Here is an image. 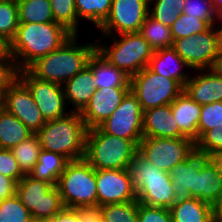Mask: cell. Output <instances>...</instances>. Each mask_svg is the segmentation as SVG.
Returning a JSON list of instances; mask_svg holds the SVG:
<instances>
[{"label": "cell", "mask_w": 222, "mask_h": 222, "mask_svg": "<svg viewBox=\"0 0 222 222\" xmlns=\"http://www.w3.org/2000/svg\"><path fill=\"white\" fill-rule=\"evenodd\" d=\"M32 216L15 194L0 201V222H29Z\"/></svg>", "instance_id": "38"}, {"label": "cell", "mask_w": 222, "mask_h": 222, "mask_svg": "<svg viewBox=\"0 0 222 222\" xmlns=\"http://www.w3.org/2000/svg\"><path fill=\"white\" fill-rule=\"evenodd\" d=\"M183 91L177 81L156 74L148 67L130 77V92L137 97L143 112L172 104Z\"/></svg>", "instance_id": "9"}, {"label": "cell", "mask_w": 222, "mask_h": 222, "mask_svg": "<svg viewBox=\"0 0 222 222\" xmlns=\"http://www.w3.org/2000/svg\"><path fill=\"white\" fill-rule=\"evenodd\" d=\"M207 157L194 151L186 160L177 163L169 172L175 188L173 204L192 199L190 189H194L195 170Z\"/></svg>", "instance_id": "21"}, {"label": "cell", "mask_w": 222, "mask_h": 222, "mask_svg": "<svg viewBox=\"0 0 222 222\" xmlns=\"http://www.w3.org/2000/svg\"><path fill=\"white\" fill-rule=\"evenodd\" d=\"M18 70L13 59H0V90L5 92L17 79Z\"/></svg>", "instance_id": "44"}, {"label": "cell", "mask_w": 222, "mask_h": 222, "mask_svg": "<svg viewBox=\"0 0 222 222\" xmlns=\"http://www.w3.org/2000/svg\"><path fill=\"white\" fill-rule=\"evenodd\" d=\"M3 108L33 133L46 123L28 88L18 78L3 92Z\"/></svg>", "instance_id": "15"}, {"label": "cell", "mask_w": 222, "mask_h": 222, "mask_svg": "<svg viewBox=\"0 0 222 222\" xmlns=\"http://www.w3.org/2000/svg\"><path fill=\"white\" fill-rule=\"evenodd\" d=\"M0 173L16 183L24 177L11 149L0 148Z\"/></svg>", "instance_id": "42"}, {"label": "cell", "mask_w": 222, "mask_h": 222, "mask_svg": "<svg viewBox=\"0 0 222 222\" xmlns=\"http://www.w3.org/2000/svg\"><path fill=\"white\" fill-rule=\"evenodd\" d=\"M139 33L145 38L154 51L169 48L173 45L171 28L156 21L149 15L141 25Z\"/></svg>", "instance_id": "30"}, {"label": "cell", "mask_w": 222, "mask_h": 222, "mask_svg": "<svg viewBox=\"0 0 222 222\" xmlns=\"http://www.w3.org/2000/svg\"><path fill=\"white\" fill-rule=\"evenodd\" d=\"M71 36L68 30L56 22L19 23L10 41V53L17 70L27 69L40 57L58 49Z\"/></svg>", "instance_id": "1"}, {"label": "cell", "mask_w": 222, "mask_h": 222, "mask_svg": "<svg viewBox=\"0 0 222 222\" xmlns=\"http://www.w3.org/2000/svg\"><path fill=\"white\" fill-rule=\"evenodd\" d=\"M130 88H101L94 91L90 101L80 112L87 129L98 127L121 104Z\"/></svg>", "instance_id": "17"}, {"label": "cell", "mask_w": 222, "mask_h": 222, "mask_svg": "<svg viewBox=\"0 0 222 222\" xmlns=\"http://www.w3.org/2000/svg\"><path fill=\"white\" fill-rule=\"evenodd\" d=\"M0 59H13L10 53V42L0 35Z\"/></svg>", "instance_id": "48"}, {"label": "cell", "mask_w": 222, "mask_h": 222, "mask_svg": "<svg viewBox=\"0 0 222 222\" xmlns=\"http://www.w3.org/2000/svg\"><path fill=\"white\" fill-rule=\"evenodd\" d=\"M138 222H173L170 210L138 202Z\"/></svg>", "instance_id": "43"}, {"label": "cell", "mask_w": 222, "mask_h": 222, "mask_svg": "<svg viewBox=\"0 0 222 222\" xmlns=\"http://www.w3.org/2000/svg\"><path fill=\"white\" fill-rule=\"evenodd\" d=\"M193 198L213 206L222 193V174L207 157L195 170L194 189H190Z\"/></svg>", "instance_id": "20"}, {"label": "cell", "mask_w": 222, "mask_h": 222, "mask_svg": "<svg viewBox=\"0 0 222 222\" xmlns=\"http://www.w3.org/2000/svg\"><path fill=\"white\" fill-rule=\"evenodd\" d=\"M95 81L92 70L87 66L63 85L66 102L73 106L71 112L80 113L85 108L97 90Z\"/></svg>", "instance_id": "24"}, {"label": "cell", "mask_w": 222, "mask_h": 222, "mask_svg": "<svg viewBox=\"0 0 222 222\" xmlns=\"http://www.w3.org/2000/svg\"><path fill=\"white\" fill-rule=\"evenodd\" d=\"M137 151L132 140L106 134L99 127L87 129L84 159L95 170L127 169Z\"/></svg>", "instance_id": "5"}, {"label": "cell", "mask_w": 222, "mask_h": 222, "mask_svg": "<svg viewBox=\"0 0 222 222\" xmlns=\"http://www.w3.org/2000/svg\"><path fill=\"white\" fill-rule=\"evenodd\" d=\"M14 158L24 175H29L38 162L41 145L36 133H33L25 141H22L12 149Z\"/></svg>", "instance_id": "31"}, {"label": "cell", "mask_w": 222, "mask_h": 222, "mask_svg": "<svg viewBox=\"0 0 222 222\" xmlns=\"http://www.w3.org/2000/svg\"><path fill=\"white\" fill-rule=\"evenodd\" d=\"M184 67L190 70L189 66L172 47L154 51L148 64V68L151 71L165 78L174 79L183 88L190 78L188 72L181 70Z\"/></svg>", "instance_id": "23"}, {"label": "cell", "mask_w": 222, "mask_h": 222, "mask_svg": "<svg viewBox=\"0 0 222 222\" xmlns=\"http://www.w3.org/2000/svg\"><path fill=\"white\" fill-rule=\"evenodd\" d=\"M54 22L61 24L72 35H78V15L75 0H49Z\"/></svg>", "instance_id": "34"}, {"label": "cell", "mask_w": 222, "mask_h": 222, "mask_svg": "<svg viewBox=\"0 0 222 222\" xmlns=\"http://www.w3.org/2000/svg\"><path fill=\"white\" fill-rule=\"evenodd\" d=\"M208 158L216 166L217 170L222 174V150L213 152L208 156Z\"/></svg>", "instance_id": "50"}, {"label": "cell", "mask_w": 222, "mask_h": 222, "mask_svg": "<svg viewBox=\"0 0 222 222\" xmlns=\"http://www.w3.org/2000/svg\"><path fill=\"white\" fill-rule=\"evenodd\" d=\"M17 78L28 88L45 121L68 115L63 85L34 77L27 69L19 70Z\"/></svg>", "instance_id": "13"}, {"label": "cell", "mask_w": 222, "mask_h": 222, "mask_svg": "<svg viewBox=\"0 0 222 222\" xmlns=\"http://www.w3.org/2000/svg\"><path fill=\"white\" fill-rule=\"evenodd\" d=\"M97 206L137 200L127 169L96 170Z\"/></svg>", "instance_id": "16"}, {"label": "cell", "mask_w": 222, "mask_h": 222, "mask_svg": "<svg viewBox=\"0 0 222 222\" xmlns=\"http://www.w3.org/2000/svg\"><path fill=\"white\" fill-rule=\"evenodd\" d=\"M143 137L186 138L175 122L171 104L143 112Z\"/></svg>", "instance_id": "19"}, {"label": "cell", "mask_w": 222, "mask_h": 222, "mask_svg": "<svg viewBox=\"0 0 222 222\" xmlns=\"http://www.w3.org/2000/svg\"><path fill=\"white\" fill-rule=\"evenodd\" d=\"M32 134L16 116L0 109V148L12 149Z\"/></svg>", "instance_id": "28"}, {"label": "cell", "mask_w": 222, "mask_h": 222, "mask_svg": "<svg viewBox=\"0 0 222 222\" xmlns=\"http://www.w3.org/2000/svg\"><path fill=\"white\" fill-rule=\"evenodd\" d=\"M19 27L17 0H0V35L9 42Z\"/></svg>", "instance_id": "36"}, {"label": "cell", "mask_w": 222, "mask_h": 222, "mask_svg": "<svg viewBox=\"0 0 222 222\" xmlns=\"http://www.w3.org/2000/svg\"><path fill=\"white\" fill-rule=\"evenodd\" d=\"M87 66L93 72L97 89L130 88V77L111 65L97 50L90 56Z\"/></svg>", "instance_id": "25"}, {"label": "cell", "mask_w": 222, "mask_h": 222, "mask_svg": "<svg viewBox=\"0 0 222 222\" xmlns=\"http://www.w3.org/2000/svg\"><path fill=\"white\" fill-rule=\"evenodd\" d=\"M149 14V0H112L109 16L99 27L104 36L139 32Z\"/></svg>", "instance_id": "14"}, {"label": "cell", "mask_w": 222, "mask_h": 222, "mask_svg": "<svg viewBox=\"0 0 222 222\" xmlns=\"http://www.w3.org/2000/svg\"><path fill=\"white\" fill-rule=\"evenodd\" d=\"M213 7L215 9V12L219 16V18L222 20V0H211Z\"/></svg>", "instance_id": "51"}, {"label": "cell", "mask_w": 222, "mask_h": 222, "mask_svg": "<svg viewBox=\"0 0 222 222\" xmlns=\"http://www.w3.org/2000/svg\"><path fill=\"white\" fill-rule=\"evenodd\" d=\"M219 150H222V126L207 130L195 142V151L206 157Z\"/></svg>", "instance_id": "41"}, {"label": "cell", "mask_w": 222, "mask_h": 222, "mask_svg": "<svg viewBox=\"0 0 222 222\" xmlns=\"http://www.w3.org/2000/svg\"><path fill=\"white\" fill-rule=\"evenodd\" d=\"M69 160L62 154L41 149L38 162L29 174L36 180L50 182L56 186Z\"/></svg>", "instance_id": "27"}, {"label": "cell", "mask_w": 222, "mask_h": 222, "mask_svg": "<svg viewBox=\"0 0 222 222\" xmlns=\"http://www.w3.org/2000/svg\"><path fill=\"white\" fill-rule=\"evenodd\" d=\"M19 23L54 22L49 0H17Z\"/></svg>", "instance_id": "29"}, {"label": "cell", "mask_w": 222, "mask_h": 222, "mask_svg": "<svg viewBox=\"0 0 222 222\" xmlns=\"http://www.w3.org/2000/svg\"><path fill=\"white\" fill-rule=\"evenodd\" d=\"M137 201L152 207L170 208L174 186L170 174L160 170L137 151L127 168Z\"/></svg>", "instance_id": "3"}, {"label": "cell", "mask_w": 222, "mask_h": 222, "mask_svg": "<svg viewBox=\"0 0 222 222\" xmlns=\"http://www.w3.org/2000/svg\"><path fill=\"white\" fill-rule=\"evenodd\" d=\"M104 222H138V201L108 204L100 207Z\"/></svg>", "instance_id": "35"}, {"label": "cell", "mask_w": 222, "mask_h": 222, "mask_svg": "<svg viewBox=\"0 0 222 222\" xmlns=\"http://www.w3.org/2000/svg\"><path fill=\"white\" fill-rule=\"evenodd\" d=\"M78 35H72L55 51L40 57L27 70L37 79L64 85L87 67L96 50L94 43L79 44Z\"/></svg>", "instance_id": "2"}, {"label": "cell", "mask_w": 222, "mask_h": 222, "mask_svg": "<svg viewBox=\"0 0 222 222\" xmlns=\"http://www.w3.org/2000/svg\"><path fill=\"white\" fill-rule=\"evenodd\" d=\"M213 220L214 222H222V193L213 205Z\"/></svg>", "instance_id": "49"}, {"label": "cell", "mask_w": 222, "mask_h": 222, "mask_svg": "<svg viewBox=\"0 0 222 222\" xmlns=\"http://www.w3.org/2000/svg\"><path fill=\"white\" fill-rule=\"evenodd\" d=\"M202 105L184 91L171 104V111L179 130L194 143L198 140V123Z\"/></svg>", "instance_id": "22"}, {"label": "cell", "mask_w": 222, "mask_h": 222, "mask_svg": "<svg viewBox=\"0 0 222 222\" xmlns=\"http://www.w3.org/2000/svg\"><path fill=\"white\" fill-rule=\"evenodd\" d=\"M79 222H101L102 214L99 206L76 207Z\"/></svg>", "instance_id": "45"}, {"label": "cell", "mask_w": 222, "mask_h": 222, "mask_svg": "<svg viewBox=\"0 0 222 222\" xmlns=\"http://www.w3.org/2000/svg\"><path fill=\"white\" fill-rule=\"evenodd\" d=\"M182 13L204 20L210 26L216 25L214 19L221 20L215 12L211 0H185Z\"/></svg>", "instance_id": "39"}, {"label": "cell", "mask_w": 222, "mask_h": 222, "mask_svg": "<svg viewBox=\"0 0 222 222\" xmlns=\"http://www.w3.org/2000/svg\"><path fill=\"white\" fill-rule=\"evenodd\" d=\"M138 151L160 170L169 173L195 151V143L189 138L143 137Z\"/></svg>", "instance_id": "11"}, {"label": "cell", "mask_w": 222, "mask_h": 222, "mask_svg": "<svg viewBox=\"0 0 222 222\" xmlns=\"http://www.w3.org/2000/svg\"><path fill=\"white\" fill-rule=\"evenodd\" d=\"M16 182L0 173V201L16 194Z\"/></svg>", "instance_id": "46"}, {"label": "cell", "mask_w": 222, "mask_h": 222, "mask_svg": "<svg viewBox=\"0 0 222 222\" xmlns=\"http://www.w3.org/2000/svg\"><path fill=\"white\" fill-rule=\"evenodd\" d=\"M56 187L64 207L97 206L96 170L84 158L66 164Z\"/></svg>", "instance_id": "7"}, {"label": "cell", "mask_w": 222, "mask_h": 222, "mask_svg": "<svg viewBox=\"0 0 222 222\" xmlns=\"http://www.w3.org/2000/svg\"><path fill=\"white\" fill-rule=\"evenodd\" d=\"M111 37L110 47L105 43H98L96 50L111 64L132 77L142 69L148 67L154 50L139 32L124 33Z\"/></svg>", "instance_id": "6"}, {"label": "cell", "mask_w": 222, "mask_h": 222, "mask_svg": "<svg viewBox=\"0 0 222 222\" xmlns=\"http://www.w3.org/2000/svg\"><path fill=\"white\" fill-rule=\"evenodd\" d=\"M197 71L200 74L190 76L184 92L199 105L222 102V76L214 68Z\"/></svg>", "instance_id": "18"}, {"label": "cell", "mask_w": 222, "mask_h": 222, "mask_svg": "<svg viewBox=\"0 0 222 222\" xmlns=\"http://www.w3.org/2000/svg\"><path fill=\"white\" fill-rule=\"evenodd\" d=\"M222 126V102L202 105L198 123V139L214 127Z\"/></svg>", "instance_id": "40"}, {"label": "cell", "mask_w": 222, "mask_h": 222, "mask_svg": "<svg viewBox=\"0 0 222 222\" xmlns=\"http://www.w3.org/2000/svg\"><path fill=\"white\" fill-rule=\"evenodd\" d=\"M169 210L173 222H214L213 206L197 198L175 203Z\"/></svg>", "instance_id": "26"}, {"label": "cell", "mask_w": 222, "mask_h": 222, "mask_svg": "<svg viewBox=\"0 0 222 222\" xmlns=\"http://www.w3.org/2000/svg\"><path fill=\"white\" fill-rule=\"evenodd\" d=\"M16 195L35 219L49 222L64 207L56 186L30 175L16 184Z\"/></svg>", "instance_id": "10"}, {"label": "cell", "mask_w": 222, "mask_h": 222, "mask_svg": "<svg viewBox=\"0 0 222 222\" xmlns=\"http://www.w3.org/2000/svg\"><path fill=\"white\" fill-rule=\"evenodd\" d=\"M153 2V8H151ZM151 4V5H150ZM185 0H149V16L171 28L184 10Z\"/></svg>", "instance_id": "33"}, {"label": "cell", "mask_w": 222, "mask_h": 222, "mask_svg": "<svg viewBox=\"0 0 222 222\" xmlns=\"http://www.w3.org/2000/svg\"><path fill=\"white\" fill-rule=\"evenodd\" d=\"M111 5L112 0H75L78 21L84 18L99 28L109 16Z\"/></svg>", "instance_id": "32"}, {"label": "cell", "mask_w": 222, "mask_h": 222, "mask_svg": "<svg viewBox=\"0 0 222 222\" xmlns=\"http://www.w3.org/2000/svg\"><path fill=\"white\" fill-rule=\"evenodd\" d=\"M210 25L199 18L180 13L178 19L171 26L173 40L192 36L206 31Z\"/></svg>", "instance_id": "37"}, {"label": "cell", "mask_w": 222, "mask_h": 222, "mask_svg": "<svg viewBox=\"0 0 222 222\" xmlns=\"http://www.w3.org/2000/svg\"><path fill=\"white\" fill-rule=\"evenodd\" d=\"M214 69L222 76V51Z\"/></svg>", "instance_id": "52"}, {"label": "cell", "mask_w": 222, "mask_h": 222, "mask_svg": "<svg viewBox=\"0 0 222 222\" xmlns=\"http://www.w3.org/2000/svg\"><path fill=\"white\" fill-rule=\"evenodd\" d=\"M86 133L80 113L70 111L62 118L46 121L36 134L41 149L62 154L69 161H74L84 158Z\"/></svg>", "instance_id": "4"}, {"label": "cell", "mask_w": 222, "mask_h": 222, "mask_svg": "<svg viewBox=\"0 0 222 222\" xmlns=\"http://www.w3.org/2000/svg\"><path fill=\"white\" fill-rule=\"evenodd\" d=\"M98 127L106 134L132 140L138 146L143 138V111L137 97L129 91Z\"/></svg>", "instance_id": "12"}, {"label": "cell", "mask_w": 222, "mask_h": 222, "mask_svg": "<svg viewBox=\"0 0 222 222\" xmlns=\"http://www.w3.org/2000/svg\"><path fill=\"white\" fill-rule=\"evenodd\" d=\"M172 48L190 69L215 68L222 51L221 26H210L202 33L173 40Z\"/></svg>", "instance_id": "8"}, {"label": "cell", "mask_w": 222, "mask_h": 222, "mask_svg": "<svg viewBox=\"0 0 222 222\" xmlns=\"http://www.w3.org/2000/svg\"><path fill=\"white\" fill-rule=\"evenodd\" d=\"M49 222H79L75 208L63 207Z\"/></svg>", "instance_id": "47"}, {"label": "cell", "mask_w": 222, "mask_h": 222, "mask_svg": "<svg viewBox=\"0 0 222 222\" xmlns=\"http://www.w3.org/2000/svg\"><path fill=\"white\" fill-rule=\"evenodd\" d=\"M3 108V92L0 90V109Z\"/></svg>", "instance_id": "53"}, {"label": "cell", "mask_w": 222, "mask_h": 222, "mask_svg": "<svg viewBox=\"0 0 222 222\" xmlns=\"http://www.w3.org/2000/svg\"><path fill=\"white\" fill-rule=\"evenodd\" d=\"M29 222H48V221L32 218Z\"/></svg>", "instance_id": "54"}]
</instances>
